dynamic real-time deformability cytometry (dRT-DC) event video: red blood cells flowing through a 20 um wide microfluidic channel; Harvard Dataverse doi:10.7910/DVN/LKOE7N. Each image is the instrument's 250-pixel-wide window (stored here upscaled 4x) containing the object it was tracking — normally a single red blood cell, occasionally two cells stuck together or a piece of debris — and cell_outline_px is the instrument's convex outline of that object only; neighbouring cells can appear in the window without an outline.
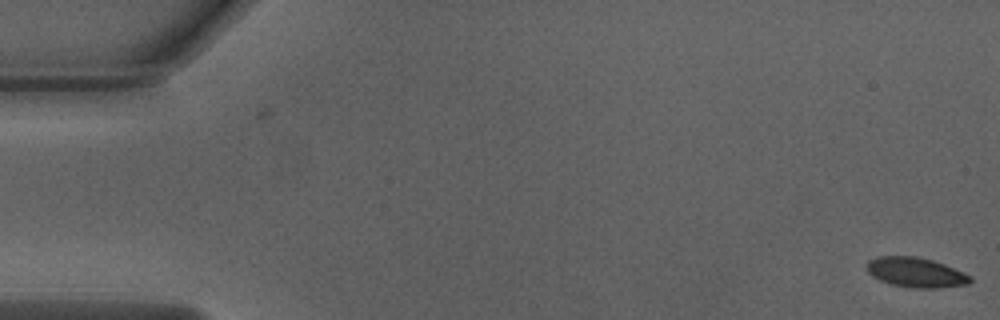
{"species": "Egyptian fruit bat (a non-hibernating species)", "species_latin": "Rousettus aegyptiacus", "temperature_condition": "warm", "stored_images_in_passage": 2, "camera_frame_rate_fps": 3000, "um_per_image_px": 0.085, "animal": {"sex": "male"}, "frame": {"image": 1, "passage_image": 2, "time_ms": 0.333, "image_size_px": [1000, 320], "cell_outline_px": [[972, 280], [968, 284], [936, 288], [916, 288], [892, 284], [880, 280], [872, 276], [868, 272], [864, 264], [868, 260], [876, 256], [916, 256], [932, 260], [944, 264], [964, 272], [972, 276]], "centroid_in_image_um": [77.82, 23.14], "position_along_channel_um": 7.2, "area_um2": 18.09}}